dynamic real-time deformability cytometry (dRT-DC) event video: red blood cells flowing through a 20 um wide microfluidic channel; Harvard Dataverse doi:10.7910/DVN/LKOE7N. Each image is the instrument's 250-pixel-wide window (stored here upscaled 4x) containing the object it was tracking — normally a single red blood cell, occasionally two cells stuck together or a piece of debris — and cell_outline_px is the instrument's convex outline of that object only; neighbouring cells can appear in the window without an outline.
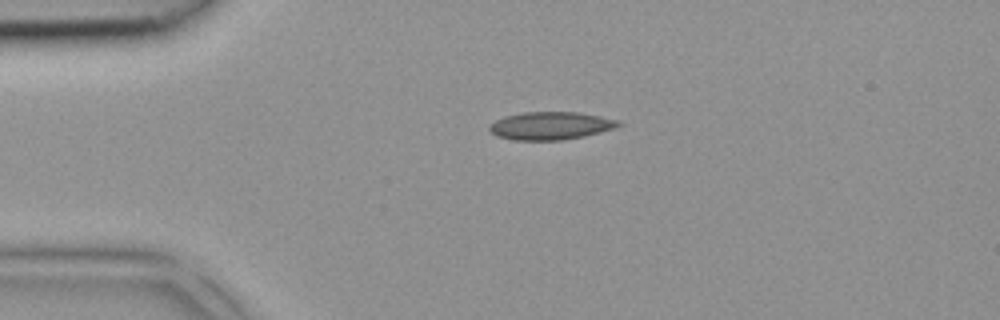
{"species": "common noctule bat (a hibernating species)", "species_latin": "Nyctalus noctula", "temperature_condition": "room temperature", "stored_images_in_passage": 2, "camera_frame_rate_fps": 3000, "um_per_image_px": 0.085, "animal": {"sex": "female", "body_mass_g": 18.4}, "frame": {"image": 1, "passage_image": 1, "time_ms": 0.0, "image_size_px": [1000, 320], "cell_outline_px": [[624, 124], [616, 128], [584, 136], [560, 140], [512, 140], [496, 136], [488, 128], [488, 124], [504, 116], [524, 112], [576, 112], [600, 116], [620, 120]], "centroid_in_image_um": [46.81, 10.68], "position_along_channel_um": 38.2, "area_um2": 21.1}}